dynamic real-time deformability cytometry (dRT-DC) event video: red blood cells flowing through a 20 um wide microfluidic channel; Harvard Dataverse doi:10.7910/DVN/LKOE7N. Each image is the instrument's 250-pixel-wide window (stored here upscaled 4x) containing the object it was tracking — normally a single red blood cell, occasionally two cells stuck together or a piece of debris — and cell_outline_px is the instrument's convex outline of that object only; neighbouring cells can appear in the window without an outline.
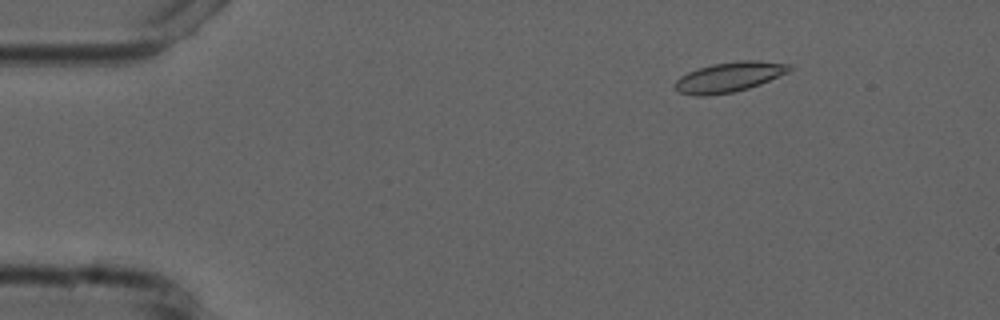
{"species": "common noctule bat (a hibernating species)", "species_latin": "Nyctalus noctula", "temperature_condition": "cold", "stored_images_in_passage": 6, "camera_frame_rate_fps": 3000, "um_per_image_px": 0.085, "animal": {"sex": "male", "forearm_length_mm": 52.5}, "frame": {"image": 1, "passage_image": 2, "time_ms": 2.333, "image_size_px": [1000, 320], "cell_outline_px": [[792, 68], [788, 72], [760, 84], [748, 88], [732, 92], [708, 96], [696, 96], [680, 92], [672, 84], [680, 76], [688, 72], [712, 64], [740, 60], [756, 60], [792, 64]], "centroid_in_image_um": [61.97, 6.54], "position_along_channel_um": 23.0, "area_um2": 19.94}}
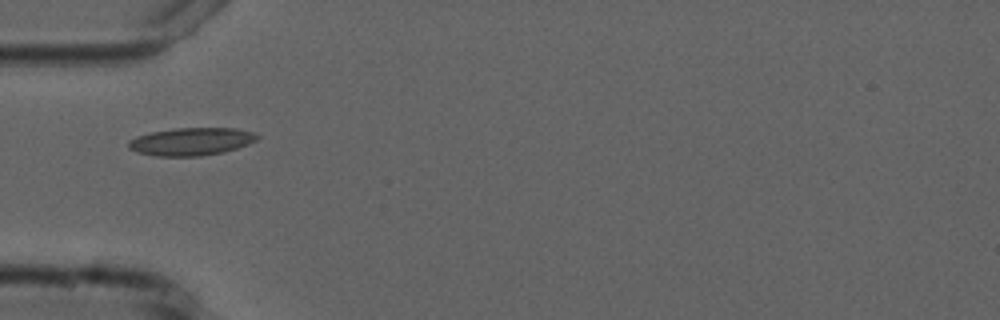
{"frame": {"image": 2, "passage_image": 5, "time_ms": 5.667, "image_size_px": [1000, 320], "cell_outline_px": [[260, 136], [256, 140], [248, 144], [224, 152], [200, 156], [156, 156], [136, 152], [128, 148], [128, 140], [136, 136], [152, 132], [176, 128], [236, 128], [252, 132]], "centroid_in_image_um": [16.23, 12.03], "position_along_channel_um": 68.8, "area_um2": 20.81}}
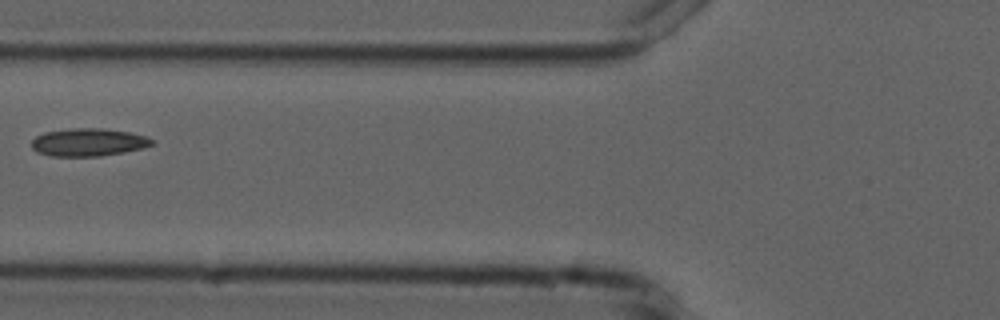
{"frame": {"image": 3, "passage_image": 6, "time_ms": 7.0, "image_size_px": [1000, 320], "cell_outline_px": [[156, 144], [144, 148], [124, 152], [100, 156], [48, 156], [36, 152], [32, 148], [32, 140], [36, 136], [44, 132], [72, 128], [100, 128], [128, 132], [148, 136], [156, 140]], "centroid_in_image_um": [7.55, 12.09], "position_along_channel_um": 118.3, "area_um2": 19.77}}